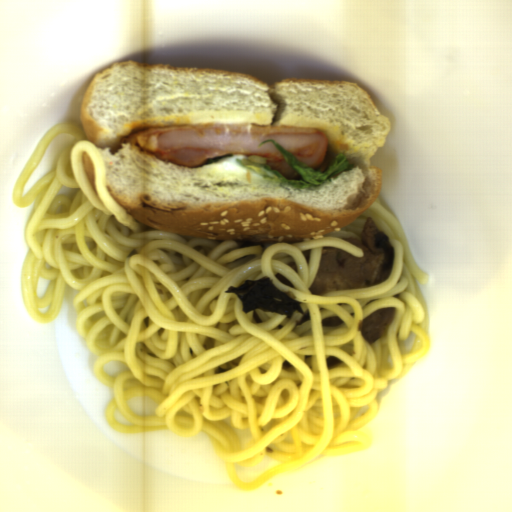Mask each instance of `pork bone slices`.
<instances>
[{
    "mask_svg": "<svg viewBox=\"0 0 512 512\" xmlns=\"http://www.w3.org/2000/svg\"><path fill=\"white\" fill-rule=\"evenodd\" d=\"M343 240L362 249L363 257L323 247L320 266L308 288L313 295L324 296L382 284L391 275L395 263L394 248L389 236L372 218L365 221L359 239L346 237Z\"/></svg>",
    "mask_w": 512,
    "mask_h": 512,
    "instance_id": "1",
    "label": "pork bone slices"
},
{
    "mask_svg": "<svg viewBox=\"0 0 512 512\" xmlns=\"http://www.w3.org/2000/svg\"><path fill=\"white\" fill-rule=\"evenodd\" d=\"M394 314L395 307L381 308L361 320L357 328L364 341L370 345L375 343L393 321Z\"/></svg>",
    "mask_w": 512,
    "mask_h": 512,
    "instance_id": "2",
    "label": "pork bone slices"
},
{
    "mask_svg": "<svg viewBox=\"0 0 512 512\" xmlns=\"http://www.w3.org/2000/svg\"><path fill=\"white\" fill-rule=\"evenodd\" d=\"M342 323H343V321H342L341 317L332 315V316L324 317L321 325L326 326V327H331V328H338L341 326Z\"/></svg>",
    "mask_w": 512,
    "mask_h": 512,
    "instance_id": "3",
    "label": "pork bone slices"
},
{
    "mask_svg": "<svg viewBox=\"0 0 512 512\" xmlns=\"http://www.w3.org/2000/svg\"><path fill=\"white\" fill-rule=\"evenodd\" d=\"M340 363L341 362L337 356L332 355L326 359V364H327L329 370H332L333 368L338 367L340 365Z\"/></svg>",
    "mask_w": 512,
    "mask_h": 512,
    "instance_id": "4",
    "label": "pork bone slices"
}]
</instances>
